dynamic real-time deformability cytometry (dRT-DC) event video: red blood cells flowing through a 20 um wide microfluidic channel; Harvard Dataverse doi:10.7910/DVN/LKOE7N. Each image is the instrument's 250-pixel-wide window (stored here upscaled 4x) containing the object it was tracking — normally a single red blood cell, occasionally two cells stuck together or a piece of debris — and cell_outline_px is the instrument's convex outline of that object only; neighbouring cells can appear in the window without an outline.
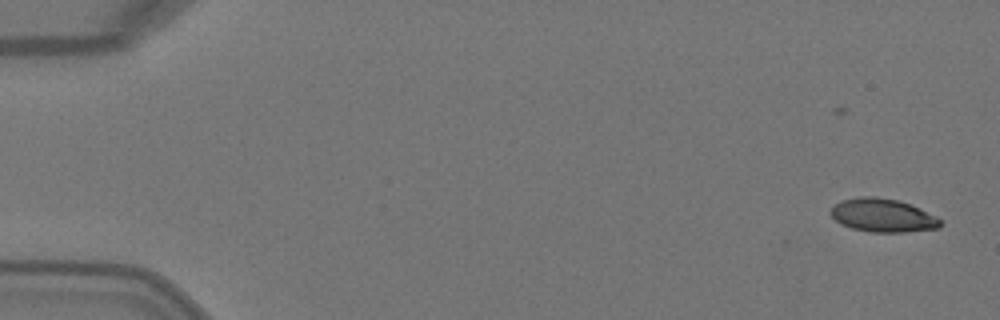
{"species": "Egyptian fruit bat (a non-hibernating species)", "species_latin": "Rousettus aegyptiacus", "temperature_condition": "warm", "stored_images_in_passage": 7, "camera_frame_rate_fps": 3000, "um_per_image_px": 0.085, "animal": {"sex": "female"}, "frame": {"image": 1, "passage_image": 1, "time_ms": 0.0, "image_size_px": [1000, 320], "cell_outline_px": [[940, 228], [904, 232], [872, 232], [852, 228], [840, 224], [828, 212], [840, 200], [860, 196], [876, 196], [900, 200], [920, 208], [936, 216], [940, 220]], "centroid_in_image_um": [75.02, 18.29], "position_along_channel_um": 10.0, "area_um2": 21.44}}
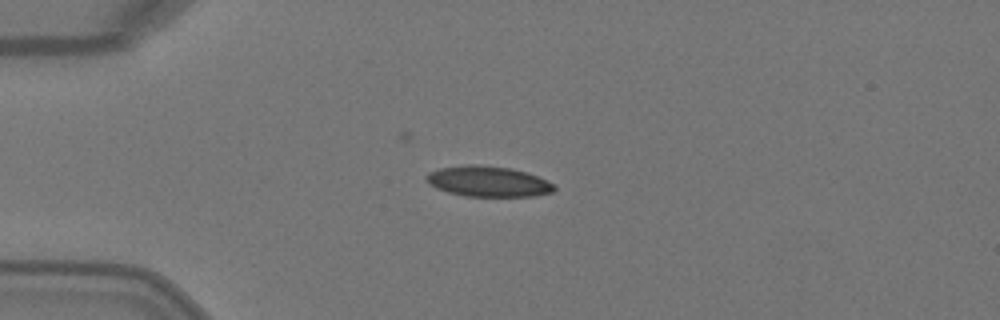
{"frame": {"image": 2, "passage_image": 4, "time_ms": 1.0, "image_size_px": [1000, 320], "cell_outline_px": [[556, 188], [552, 192], [532, 196], [464, 196], [448, 192], [436, 188], [428, 184], [424, 180], [424, 176], [428, 172], [440, 168], [468, 164], [480, 164], [512, 168], [528, 172], [556, 184]], "centroid_in_image_um": [41.47, 15.41], "position_along_channel_um": 43.5, "area_um2": 23.12}}
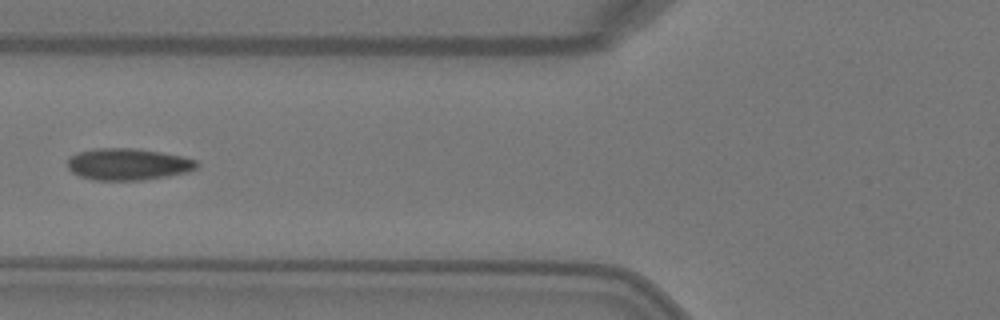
{"frame": {"image": 3, "passage_image": 6, "time_ms": 1.667, "image_size_px": [1000, 320], "cell_outline_px": [[200, 164], [196, 168], [188, 172], [168, 176], [144, 180], [92, 180], [80, 176], [72, 172], [68, 168], [68, 160], [76, 152], [96, 148], [136, 148], [160, 152], [180, 156], [196, 160]], "centroid_in_image_um": [10.88, 13.96], "position_along_channel_um": 114.9, "area_um2": 23.99}}